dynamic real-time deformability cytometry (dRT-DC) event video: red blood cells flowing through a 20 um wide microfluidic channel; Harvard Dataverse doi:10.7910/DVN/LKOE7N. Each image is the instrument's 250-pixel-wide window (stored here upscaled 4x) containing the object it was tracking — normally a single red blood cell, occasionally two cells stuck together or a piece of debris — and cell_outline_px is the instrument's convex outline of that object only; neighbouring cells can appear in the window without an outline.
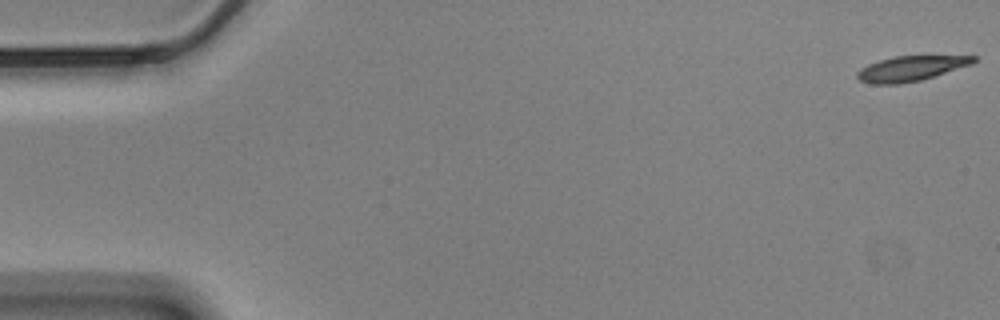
{"species": "Egyptian fruit bat (a non-hibernating species)", "species_latin": "Rousettus aegyptiacus", "temperature_condition": "cold", "stored_images_in_passage": 58, "camera_frame_rate_fps": 3000, "um_per_image_px": 0.085, "animal": {"sex": "male"}, "frame": {"image": 1, "passage_image": 1, "time_ms": 0.0, "image_size_px": [1000, 320], "cell_outline_px": [[976, 60], [972, 64], [920, 80], [900, 84], [872, 84], [860, 80], [856, 76], [856, 72], [860, 68], [868, 64], [892, 56], [976, 56]], "centroid_in_image_um": [77.37, 5.82], "position_along_channel_um": 7.6, "area_um2": 16.82}}
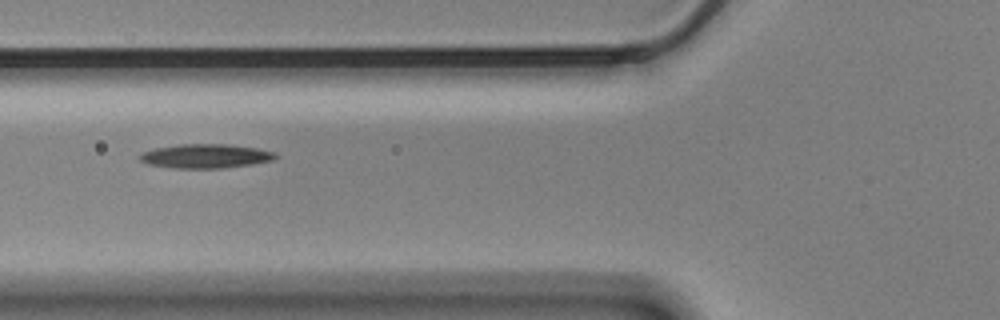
{"frame": {"image": 2, "passage_image": 22, "time_ms": 7.0, "image_size_px": [1000, 320], "cell_outline_px": [[280, 156], [272, 160], [252, 164], [224, 168], [172, 168], [148, 164], [140, 160], [140, 156], [144, 152], [156, 148], [180, 144], [228, 144], [256, 148], [276, 152]], "centroid_in_image_um": [17.53, 13.27], "position_along_channel_um": 108.3, "area_um2": 19.02}}
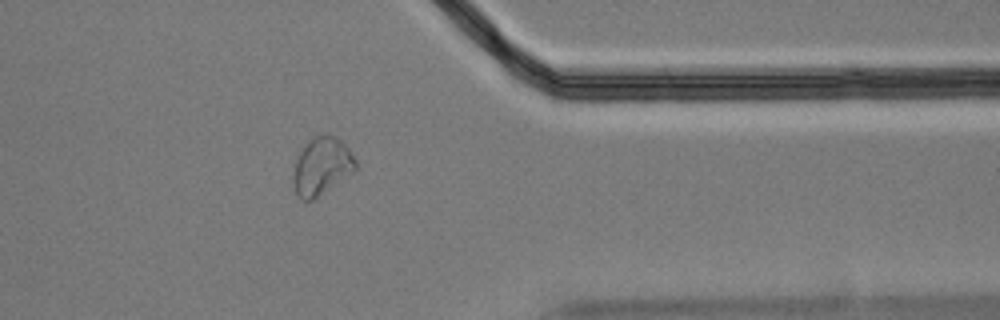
{"frame": {"image": 3, "passage_image": 47, "time_ms": 15.333, "image_size_px": [1000, 320], "cell_outline_px": [[356, 168], [352, 172], [312, 200], [300, 200], [296, 192], [292, 180], [292, 176], [296, 160], [300, 152], [312, 136], [316, 132], [328, 132], [336, 136], [348, 148], [356, 160]], "centroid_in_image_um": [27.32, 14.06], "position_along_channel_um": 384.1, "area_um2": 20.92}}